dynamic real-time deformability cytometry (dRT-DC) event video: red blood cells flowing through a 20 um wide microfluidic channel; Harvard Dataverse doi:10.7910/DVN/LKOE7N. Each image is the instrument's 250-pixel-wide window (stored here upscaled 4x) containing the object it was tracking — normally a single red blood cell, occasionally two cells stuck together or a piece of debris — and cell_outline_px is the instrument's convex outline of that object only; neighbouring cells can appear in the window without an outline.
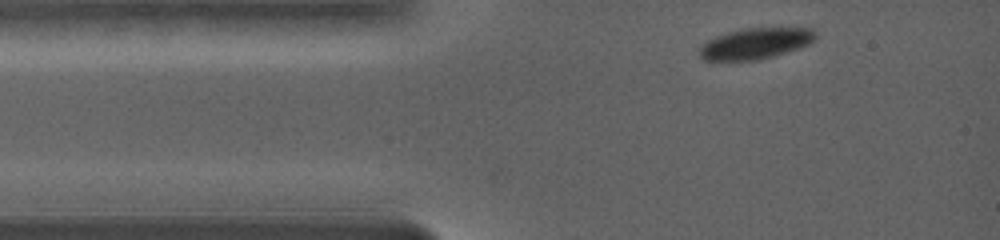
{"species": "common noctule bat (a hibernating species)", "species_latin": "Nyctalus noctula", "temperature_condition": "warm", "stored_images_in_passage": 15, "camera_frame_rate_fps": 5000, "um_per_image_px": 0.085, "animal": {"sex": "female", "body_mass_g": 19.0, "forearm_length_mm": 56.7}, "frame": {"image": 1, "passage_image": 1, "time_ms": 0.0, "image_size_px": [1000, 240], "cell_outline_px": [[816, 36], [808, 44], [796, 48], [768, 56], [748, 60], [704, 60], [700, 56], [700, 48], [708, 40], [716, 36], [728, 32], [744, 28], [780, 24], [812, 28]], "centroid_in_image_um": [64.26, 3.61], "position_along_channel_um": 20.7, "area_um2": 21.1}}
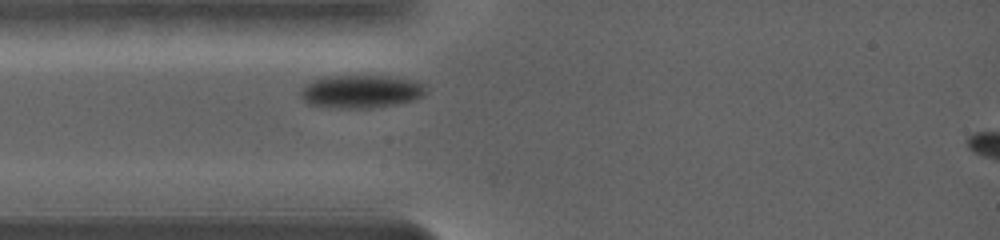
{"frame": {"image": 2, "passage_image": 13, "time_ms": 1.8, "image_size_px": [1000, 240], "cell_outline_px": [[424, 92], [420, 96], [408, 100], [388, 104], [324, 104], [308, 100], [304, 96], [304, 88], [308, 84], [316, 80], [336, 76], [388, 76], [420, 84]], "centroid_in_image_um": [30.74, 7.68], "position_along_channel_um": 54.3, "area_um2": 20.58}}